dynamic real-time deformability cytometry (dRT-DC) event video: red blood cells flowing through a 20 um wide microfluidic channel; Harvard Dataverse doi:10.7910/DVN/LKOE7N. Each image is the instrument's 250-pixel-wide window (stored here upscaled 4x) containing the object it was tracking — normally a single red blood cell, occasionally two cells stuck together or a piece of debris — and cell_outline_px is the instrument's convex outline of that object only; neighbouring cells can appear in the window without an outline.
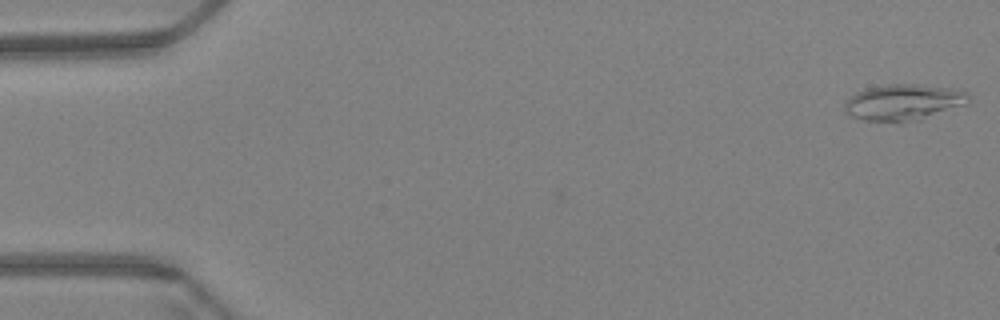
{"species": "Egyptian fruit bat (a non-hibernating species)", "species_latin": "Rousettus aegyptiacus", "temperature_condition": "warm", "stored_images_in_passage": 60, "camera_frame_rate_fps": 3000, "um_per_image_px": 0.085, "animal": {"sex": "female"}, "frame": {"image": 1, "passage_image": 1, "time_ms": 0.0, "image_size_px": [1000, 320], "cell_outline_px": [[968, 104], [920, 120], [900, 124], [864, 120], [848, 116], [844, 112], [844, 104], [856, 92], [868, 88], [888, 84], [912, 84], [952, 88], [968, 92]], "centroid_in_image_um": [76.79, 8.73], "position_along_channel_um": 8.2, "area_um2": 26.59}}
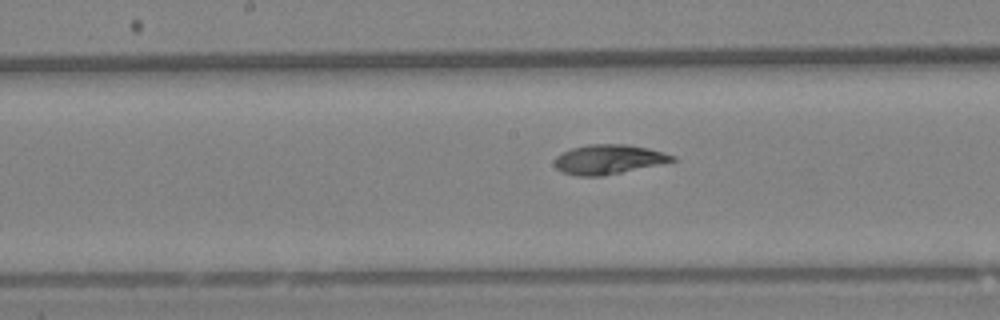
{"frame": {"image": 2, "passage_image": 31, "time_ms": 10.0, "image_size_px": [1000, 320], "cell_outline_px": [[676, 160], [620, 172], [600, 176], [580, 176], [564, 172], [556, 168], [556, 156], [572, 148], [588, 144], [628, 144], [648, 148], [676, 156]], "centroid_in_image_um": [51.72, 13.53], "position_along_channel_um": 196.5, "area_um2": 19.77}}
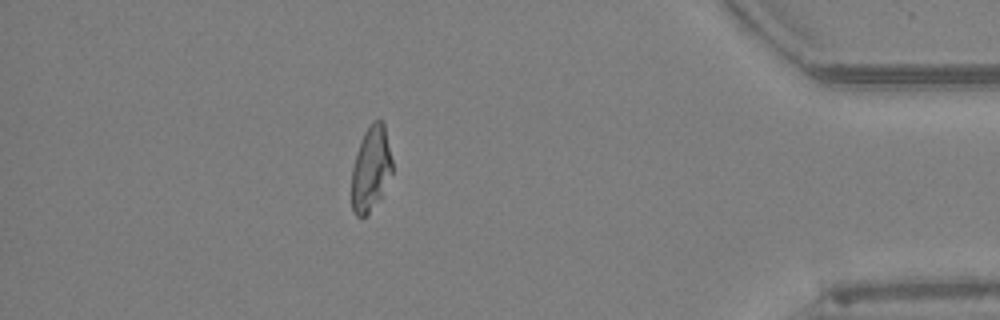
{"frame": {"image": 3, "passage_image": 53, "time_ms": 17.333, "image_size_px": [1000, 320], "cell_outline_px": [[392, 172], [380, 200], [368, 216], [356, 216], [352, 208], [352, 168], [364, 132], [372, 120], [380, 120], [384, 124], [392, 160]], "centroid_in_image_um": [31.53, 14.39], "position_along_channel_um": 403.7, "area_um2": 20.06}, "authors_computed_cell_mechanics": {"area_um2": 20.6924, "velocity_mm_per_s": 3.4001, "shape_relaxation_time_tau1_ms": null, "shape_relaxation_time_tau2_ms": 2.9324, "deformation_change_tau1": null, "deformation_change_tau2": 0.0817}}